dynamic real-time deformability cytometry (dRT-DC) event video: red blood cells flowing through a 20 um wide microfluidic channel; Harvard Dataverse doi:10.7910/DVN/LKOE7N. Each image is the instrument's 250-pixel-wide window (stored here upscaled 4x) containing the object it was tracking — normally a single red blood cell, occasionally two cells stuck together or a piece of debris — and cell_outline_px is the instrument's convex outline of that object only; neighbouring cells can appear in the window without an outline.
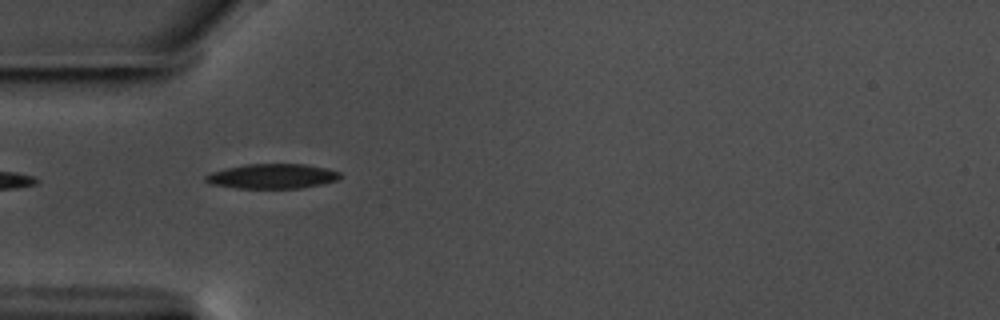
{"species": "common noctule bat (a hibernating species)", "species_latin": "Nyctalus noctula", "temperature_condition": "warm", "stored_images_in_passage": 9, "camera_frame_rate_fps": 3000, "um_per_image_px": 0.085, "animal": {"sex": "male", "body_mass_g": 17.5, "forearm_length_mm": 52.3}, "frame": {"image": 1, "passage_image": 1, "time_ms": 0.0, "image_size_px": [1000, 320], "cell_outline_px": [[340, 176], [336, 180], [324, 184], [300, 188], [236, 188], [212, 184], [204, 180], [204, 176], [212, 172], [244, 164], [304, 164], [328, 168], [340, 172]], "centroid_in_image_um": [23.16, 14.98], "position_along_channel_um": 61.8, "area_um2": 19.36}}
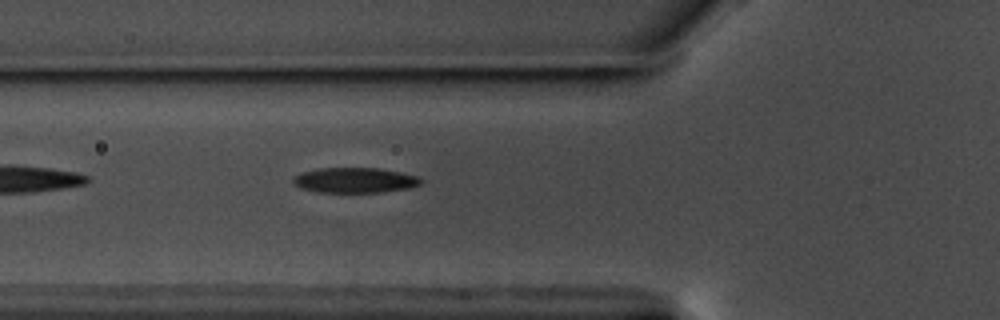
{"frame": {"image": 2, "passage_image": 4, "time_ms": 1.0, "image_size_px": [1000, 320], "cell_outline_px": [[424, 180], [420, 184], [408, 188], [380, 192], [316, 192], [300, 188], [292, 180], [296, 176], [304, 172], [320, 168], [380, 168], [400, 172], [416, 176]], "centroid_in_image_um": [30.18, 15.32], "position_along_channel_um": 95.6, "area_um2": 18.55}}